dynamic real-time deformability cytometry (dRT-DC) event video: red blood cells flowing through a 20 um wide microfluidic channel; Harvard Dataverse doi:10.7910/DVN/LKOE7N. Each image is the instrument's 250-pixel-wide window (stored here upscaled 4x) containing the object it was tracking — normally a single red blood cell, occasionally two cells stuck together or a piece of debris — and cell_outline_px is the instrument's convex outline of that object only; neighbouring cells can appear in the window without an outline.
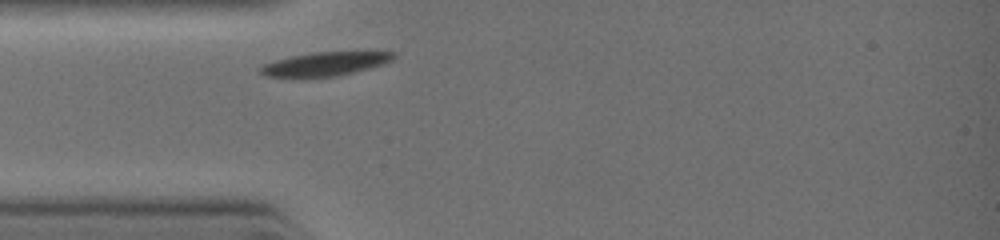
{"species": "common noctule bat (a hibernating species)", "species_latin": "Nyctalus noctula", "temperature_condition": "warm", "stored_images_in_passage": 1, "camera_frame_rate_fps": 3000, "um_per_image_px": 0.085, "animal": {"sex": "female", "body_mass_g": 19.0, "forearm_length_mm": 51.5}, "frame": {"image": 1, "passage_image": 1, "time_ms": 0.0, "image_size_px": [1000, 240], "cell_outline_px": [[396, 56], [392, 60], [384, 64], [336, 76], [264, 76], [256, 68], [264, 64], [276, 60], [292, 56], [312, 52], [396, 52]], "centroid_in_image_um": [27.63, 5.42], "position_along_channel_um": 57.4, "area_um2": 17.98}}